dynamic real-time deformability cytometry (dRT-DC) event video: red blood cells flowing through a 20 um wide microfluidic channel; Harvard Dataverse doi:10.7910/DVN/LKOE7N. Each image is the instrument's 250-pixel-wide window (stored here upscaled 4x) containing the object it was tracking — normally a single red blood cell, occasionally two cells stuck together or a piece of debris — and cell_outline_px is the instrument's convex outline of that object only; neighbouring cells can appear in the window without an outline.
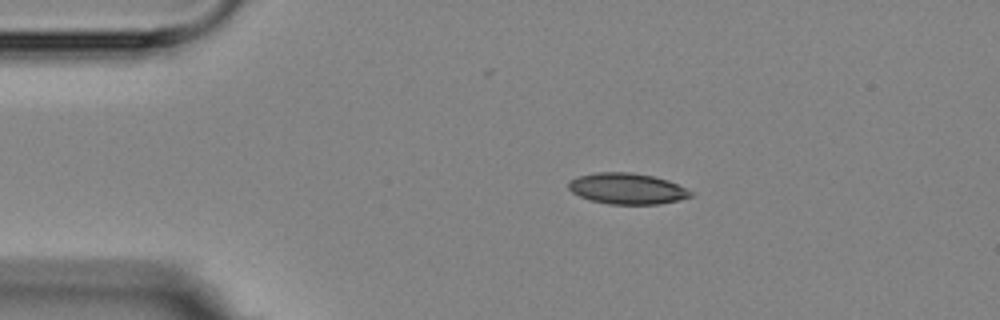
{"species": "Egyptian fruit bat (a non-hibernating species)", "species_latin": "Rousettus aegyptiacus", "temperature_condition": "room temperature", "stored_images_in_passage": 14, "camera_frame_rate_fps": 3000, "um_per_image_px": 0.085, "animal": {"sex": "female"}, "frame": {"image": 1, "passage_image": 2, "time_ms": 1.333, "image_size_px": [1000, 320], "cell_outline_px": [[692, 196], [680, 200], [660, 204], [608, 204], [592, 200], [580, 196], [572, 192], [568, 188], [568, 180], [576, 176], [596, 172], [632, 172], [652, 176], [668, 180], [692, 192]], "centroid_in_image_um": [53.27, 16.03], "position_along_channel_um": 31.7, "area_um2": 22.08}}
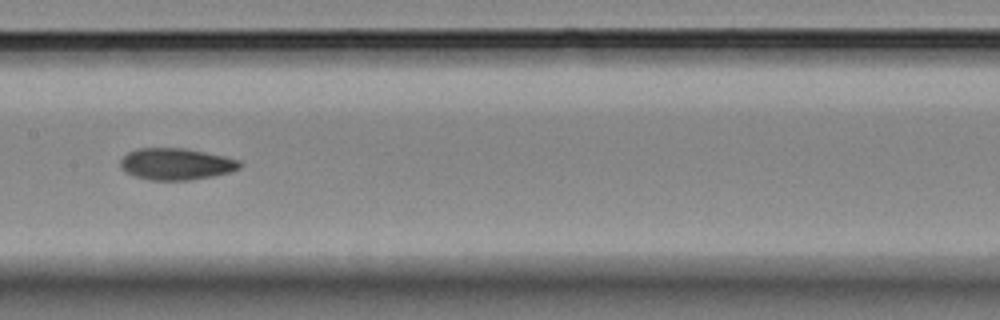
{"frame": {"image": 2, "passage_image": 7, "time_ms": 7.0, "image_size_px": [1000, 320], "cell_outline_px": [[244, 164], [240, 168], [232, 172], [212, 176], [188, 180], [148, 180], [136, 176], [120, 168], [120, 160], [128, 152], [136, 148], [184, 148], [224, 156], [240, 160]], "centroid_in_image_um": [15.0, 13.94], "position_along_channel_um": 192.4, "area_um2": 22.08}}
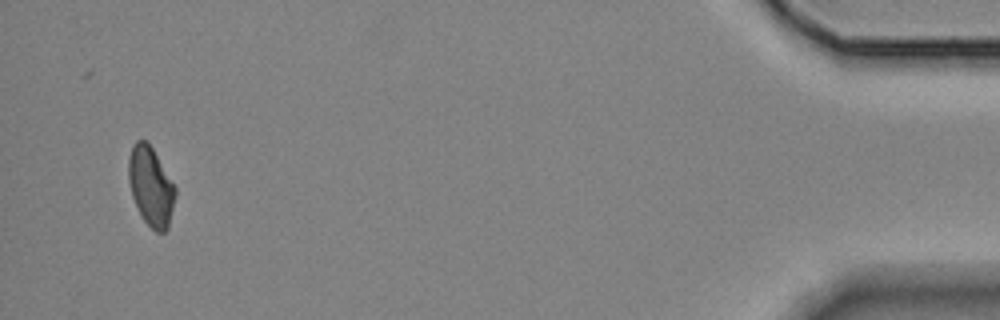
{"frame": {"image": 3, "passage_image": 14, "time_ms": 15.667, "image_size_px": [1000, 320], "cell_outline_px": [[176, 196], [168, 228], [164, 232], [156, 232], [144, 220], [132, 196], [128, 180], [128, 156], [132, 144], [136, 140], [148, 140], [176, 188]], "centroid_in_image_um": [12.81, 15.8], "position_along_channel_um": 422.4, "area_um2": 21.62}, "authors_computed_cell_mechanics": {"area_um2": 22.0507, "velocity_mm_per_s": 3.5918, "shape_relaxation_time_tau1_ms": null, "shape_relaxation_time_tau2_ms": 3.9173, "deformation_change_tau1": null, "deformation_change_tau2": 0.1049}}